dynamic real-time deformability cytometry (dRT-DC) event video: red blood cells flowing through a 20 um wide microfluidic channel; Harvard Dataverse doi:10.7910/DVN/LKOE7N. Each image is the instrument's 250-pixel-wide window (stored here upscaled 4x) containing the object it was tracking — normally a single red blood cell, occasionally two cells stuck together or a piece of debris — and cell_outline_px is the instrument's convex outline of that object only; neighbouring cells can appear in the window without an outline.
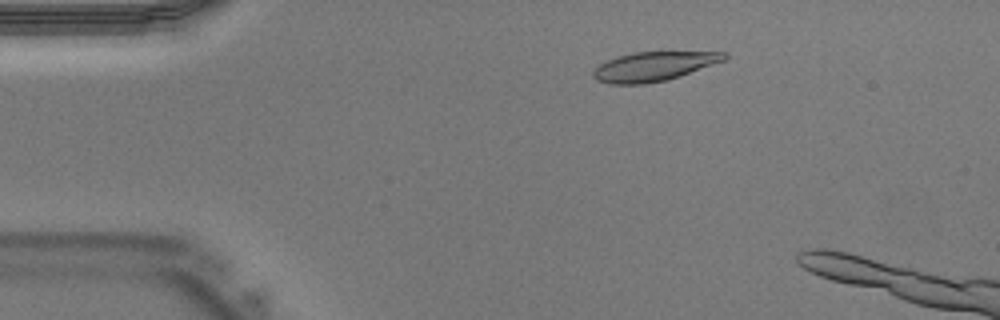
{"species": "Egyptian fruit bat (a non-hibernating species)", "species_latin": "Rousettus aegyptiacus", "temperature_condition": "warm", "stored_images_in_passage": 8, "camera_frame_rate_fps": 3000, "um_per_image_px": 0.085, "animal": {"sex": "male"}, "frame": {"image": 1, "passage_image": 4, "time_ms": 1.0, "image_size_px": [1000, 320], "cell_outline_px": [[728, 56], [724, 60], [680, 76], [668, 80], [644, 84], [608, 84], [596, 80], [592, 76], [592, 72], [600, 64], [616, 56], [632, 52], [728, 52]], "centroid_in_image_um": [55.53, 5.65], "position_along_channel_um": 29.5, "area_um2": 22.31}}